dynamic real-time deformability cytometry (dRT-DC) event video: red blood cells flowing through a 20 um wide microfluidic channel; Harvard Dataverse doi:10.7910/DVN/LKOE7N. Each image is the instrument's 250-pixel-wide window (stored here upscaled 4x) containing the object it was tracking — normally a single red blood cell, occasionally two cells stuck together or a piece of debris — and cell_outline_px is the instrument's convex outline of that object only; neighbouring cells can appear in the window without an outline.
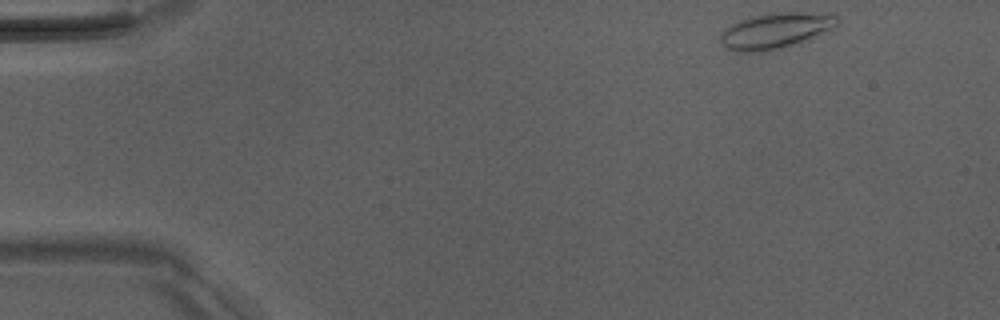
{"species": "Egyptian fruit bat (a non-hibernating species)", "species_latin": "Rousettus aegyptiacus", "temperature_condition": "room temperature", "stored_images_in_passage": 8, "camera_frame_rate_fps": 3000, "um_per_image_px": 0.085, "animal": {"sex": "male"}, "frame": {"image": 1, "passage_image": 1, "time_ms": 0.0, "image_size_px": [1000, 320], "cell_outline_px": [[840, 20], [832, 28], [808, 40], [788, 48], [764, 52], [736, 52], [728, 48], [720, 40], [720, 32], [732, 24], [740, 20], [768, 12], [836, 12], [840, 16]], "centroid_in_image_um": [66.0, 2.6], "position_along_channel_um": 19.0, "area_um2": 25.03}}